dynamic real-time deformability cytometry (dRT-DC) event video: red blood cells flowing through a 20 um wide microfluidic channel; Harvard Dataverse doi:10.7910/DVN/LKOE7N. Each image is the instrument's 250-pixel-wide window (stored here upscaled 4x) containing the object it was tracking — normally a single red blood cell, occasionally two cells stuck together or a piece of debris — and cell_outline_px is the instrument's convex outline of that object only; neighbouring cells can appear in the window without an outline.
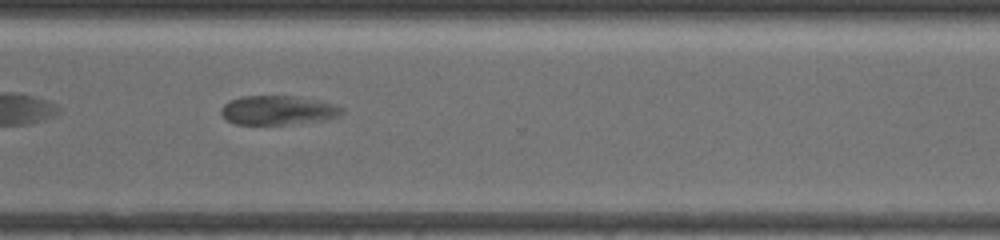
{"species": "common noctule bat (a hibernating species)", "species_latin": "Nyctalus noctula", "temperature_condition": "warm", "stored_images_in_passage": 36, "camera_frame_rate_fps": 3000, "um_per_image_px": 0.085, "animal": {"sex": "female", "body_mass_g": 19.5, "forearm_length_mm": 54.1}, "frame": {"image": 1, "passage_image": 26, "time_ms": 8.333, "image_size_px": [1000, 240], "cell_outline_px": [[344, 112], [340, 116], [328, 120], [296, 124], [236, 124], [228, 120], [220, 112], [220, 108], [228, 100], [240, 96], [292, 96], [316, 100], [332, 104], [344, 108]], "centroid_in_image_um": [23.64, 9.38], "position_along_channel_um": 347.0, "area_um2": 20.69}}